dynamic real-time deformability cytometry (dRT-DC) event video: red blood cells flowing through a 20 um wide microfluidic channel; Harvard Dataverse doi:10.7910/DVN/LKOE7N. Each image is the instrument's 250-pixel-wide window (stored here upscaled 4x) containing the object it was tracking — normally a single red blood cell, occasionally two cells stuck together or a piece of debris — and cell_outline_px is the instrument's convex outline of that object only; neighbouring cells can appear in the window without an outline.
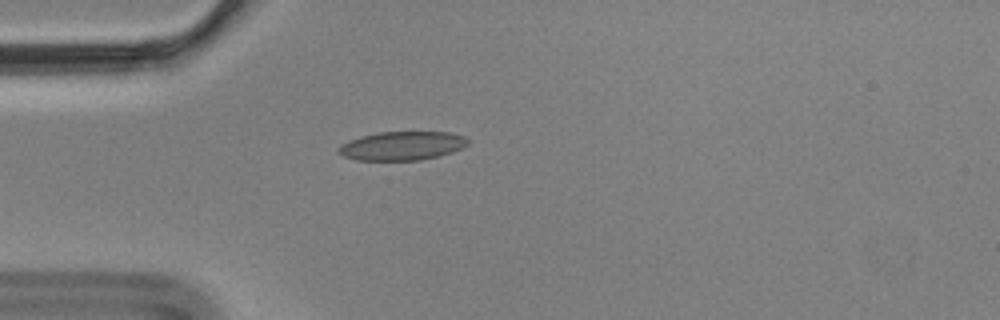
{"species": "Egyptian fruit bat (a non-hibernating species)", "species_latin": "Rousettus aegyptiacus", "temperature_condition": "cold", "stored_images_in_passage": 4, "camera_frame_rate_fps": 3000, "um_per_image_px": 0.085, "animal": {"sex": "male"}, "frame": {"image": 1, "passage_image": 4, "time_ms": 1.0, "image_size_px": [1000, 320], "cell_outline_px": [[468, 144], [452, 152], [420, 160], [356, 160], [344, 156], [336, 152], [336, 148], [340, 144], [348, 140], [360, 136], [380, 132], [452, 132], [464, 136], [468, 140]], "centroid_in_image_um": [34.12, 12.39], "position_along_channel_um": 50.9, "area_um2": 21.73}}